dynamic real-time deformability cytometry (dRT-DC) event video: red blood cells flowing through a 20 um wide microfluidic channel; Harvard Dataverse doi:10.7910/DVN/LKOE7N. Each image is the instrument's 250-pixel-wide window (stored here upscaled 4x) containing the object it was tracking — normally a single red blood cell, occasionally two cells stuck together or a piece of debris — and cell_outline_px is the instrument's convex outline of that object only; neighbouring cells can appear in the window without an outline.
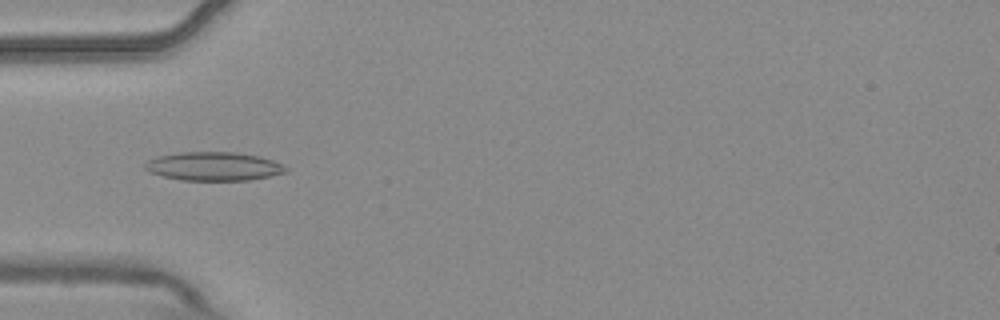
{"species": "common noctule bat (a hibernating species)", "species_latin": "Nyctalus noctula", "temperature_condition": "warm", "stored_images_in_passage": 6, "camera_frame_rate_fps": 3000, "um_per_image_px": 0.085, "animal": {"sex": "male", "body_mass_g": 20.4}, "frame": {"image": 1, "passage_image": 4, "time_ms": 1.0, "image_size_px": [1000, 320], "cell_outline_px": [[288, 172], [248, 180], [180, 180], [164, 176], [152, 172], [144, 168], [144, 164], [148, 160], [156, 156], [180, 152], [232, 152], [260, 156], [272, 160], [288, 168]], "centroid_in_image_um": [18.15, 14.13], "position_along_channel_um": 66.8, "area_um2": 23.35}}
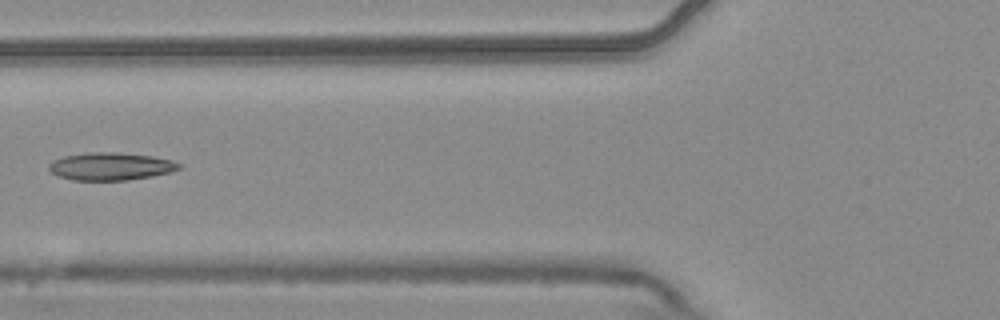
{"frame": {"image": 2, "passage_image": 5, "time_ms": 1.333, "image_size_px": [1000, 320], "cell_outline_px": [[180, 168], [172, 172], [152, 176], [128, 180], [72, 180], [56, 176], [48, 168], [48, 164], [52, 160], [64, 156], [92, 152], [116, 152], [152, 156], [172, 160], [180, 164]], "centroid_in_image_um": [9.39, 14.14], "position_along_channel_um": 116.4, "area_um2": 21.04}}
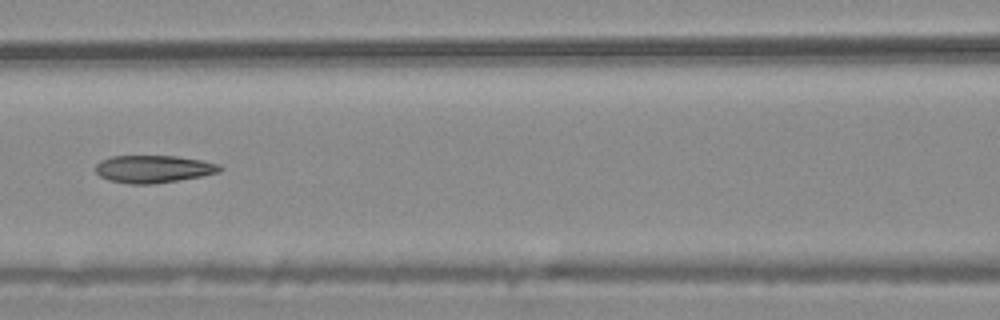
{"frame": {"image": 3, "passage_image": 6, "time_ms": 1.667, "image_size_px": [1000, 320], "cell_outline_px": [[224, 168], [220, 172], [204, 176], [152, 184], [132, 184], [108, 180], [100, 176], [96, 172], [96, 164], [100, 160], [112, 156], [176, 156], [200, 160], [220, 164]], "centroid_in_image_um": [13.06, 14.36], "position_along_channel_um": 153.5, "area_um2": 20.0}}